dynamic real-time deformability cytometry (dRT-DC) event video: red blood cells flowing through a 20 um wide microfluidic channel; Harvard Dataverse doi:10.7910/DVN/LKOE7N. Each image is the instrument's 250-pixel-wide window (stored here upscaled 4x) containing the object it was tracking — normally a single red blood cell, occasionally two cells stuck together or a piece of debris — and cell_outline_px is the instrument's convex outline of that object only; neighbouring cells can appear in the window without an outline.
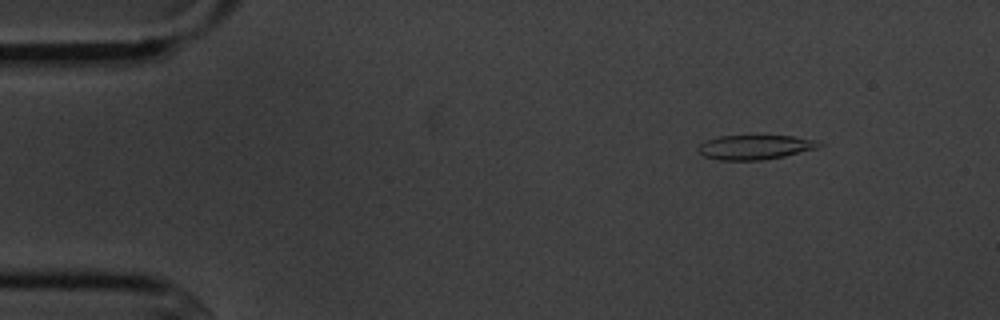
{"species": "common noctule bat (a hibernating species)", "species_latin": "Nyctalus noctula", "temperature_condition": "cold", "stored_images_in_passage": 9, "camera_frame_rate_fps": 3000, "um_per_image_px": 0.085, "animal": {"sex": "male", "body_mass_g": 20.1, "forearm_length_mm": 53.5}, "frame": {"image": 1, "passage_image": 1, "time_ms": 0.0, "image_size_px": [1000, 320], "cell_outline_px": [[824, 144], [816, 148], [784, 156], [764, 160], [720, 160], [704, 156], [700, 152], [700, 144], [708, 140], [720, 136], [792, 136], [820, 140]], "centroid_in_image_um": [64.25, 12.51], "position_along_channel_um": 20.8, "area_um2": 17.05}}
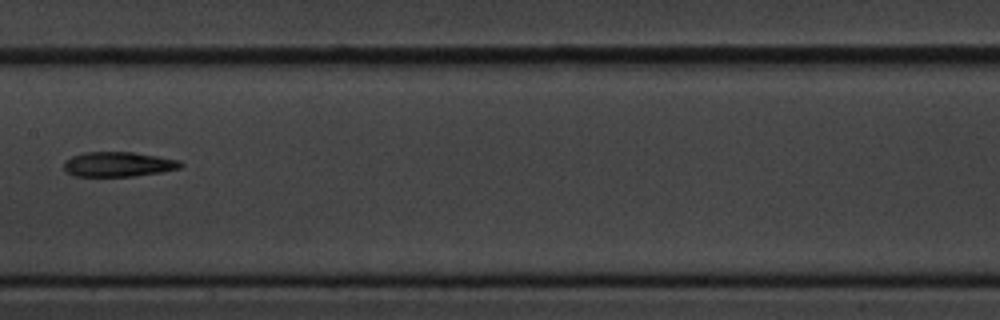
{"frame": {"image": 2, "passage_image": 7, "time_ms": 7.0, "image_size_px": [1000, 320], "cell_outline_px": [[184, 164], [180, 168], [160, 172], [132, 176], [76, 176], [68, 172], [64, 168], [64, 160], [72, 156], [84, 152], [132, 152], [180, 160]], "centroid_in_image_um": [10.05, 13.96], "position_along_channel_um": 197.3, "area_um2": 16.76}}
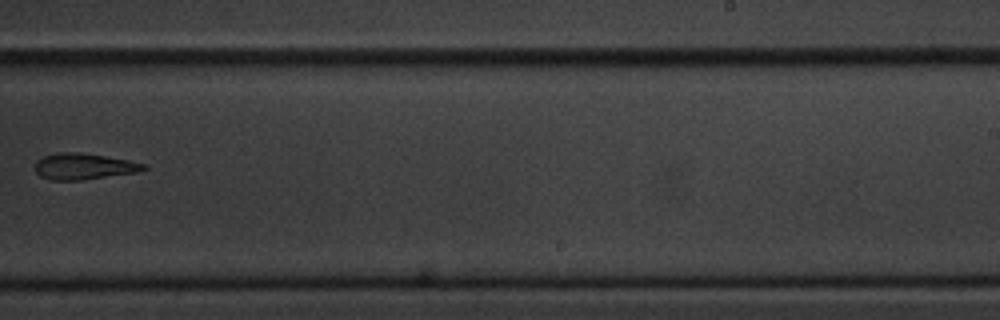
{"frame": {"image": 3, "passage_image": 9, "time_ms": 9.333, "image_size_px": [1000, 320], "cell_outline_px": [[148, 168], [136, 172], [80, 180], [52, 180], [40, 176], [36, 172], [36, 160], [44, 156], [60, 152], [76, 152], [104, 156], [128, 160], [144, 164]], "centroid_in_image_um": [7.09, 14.14], "position_along_channel_um": 281.9, "area_um2": 16.24}}